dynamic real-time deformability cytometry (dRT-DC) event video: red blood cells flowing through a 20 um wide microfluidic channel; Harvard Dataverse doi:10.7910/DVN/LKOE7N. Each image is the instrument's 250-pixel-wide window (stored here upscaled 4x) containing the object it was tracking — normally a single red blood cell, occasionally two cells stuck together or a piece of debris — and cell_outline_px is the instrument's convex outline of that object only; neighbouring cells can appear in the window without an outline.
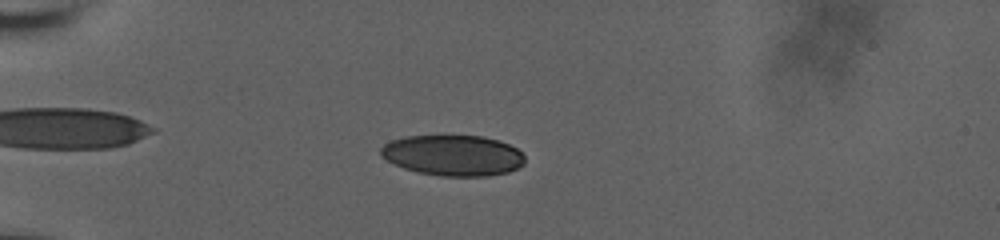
{"species": "human", "species_latin": "Homo sapiens", "temperature_condition": "room temperature", "stored_images_in_passage": 60, "camera_frame_rate_fps": 3000, "um_per_image_px": 0.085, "donor": {"sex": "male"}, "frame": {"image": 1, "passage_image": 19, "time_ms": 6.0, "image_size_px": [1000, 240], "cell_outline_px": [[524, 164], [508, 172], [484, 176], [440, 176], [416, 172], [404, 168], [380, 156], [380, 148], [384, 144], [392, 140], [404, 136], [484, 136], [508, 144], [516, 148], [524, 156]], "centroid_in_image_um": [38.48, 13.21], "position_along_channel_um": 46.5, "area_um2": 34.04}}
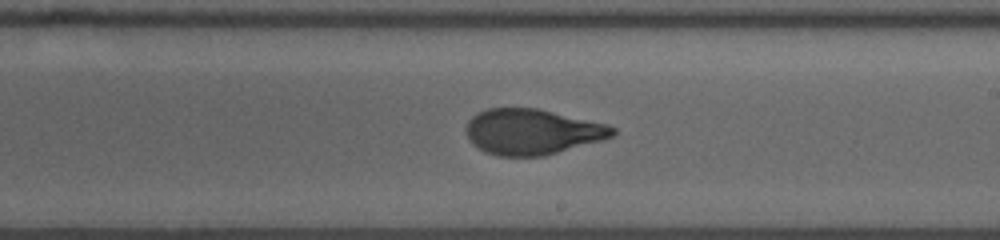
{"frame": {"image": 2, "passage_image": 38, "time_ms": 12.333, "image_size_px": [1000, 240], "cell_outline_px": [[616, 132], [612, 136], [600, 140], [544, 156], [496, 156], [484, 152], [472, 144], [468, 136], [468, 120], [476, 112], [488, 108], [536, 108], [608, 124], [616, 128]], "centroid_in_image_um": [45.21, 11.2], "position_along_channel_um": 243.8, "area_um2": 38.73}}
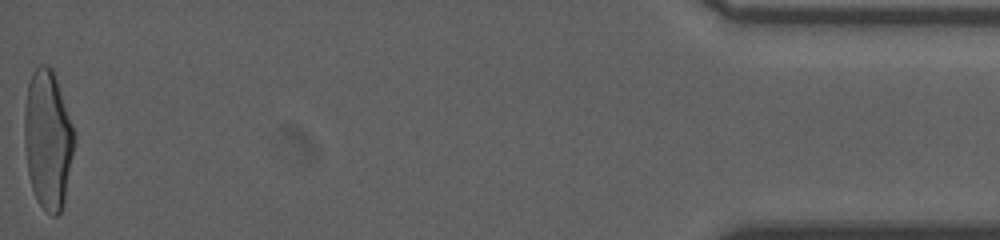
{"frame": {"image": 3, "passage_image": 60, "time_ms": 19.667, "image_size_px": [1000, 240], "cell_outline_px": [[76, 140], [64, 204], [60, 212], [56, 216], [52, 216], [36, 200], [28, 176], [24, 148], [24, 112], [28, 84], [32, 72], [40, 64], [44, 64], [52, 68], [76, 136]], "centroid_in_image_um": [4.06, 11.9], "position_along_channel_um": 431.1, "area_um2": 40.58}, "authors_computed_cell_mechanics": {"area_um2": 38.726, "velocity_mm_per_s": 3.7267, "shape_relaxation_time_tau1_ms": 4.4352, "shape_relaxation_time_tau2_ms": 1.0635, "deformation_change_tau1": 0.2004, "deformation_change_tau2": 0.0819}}